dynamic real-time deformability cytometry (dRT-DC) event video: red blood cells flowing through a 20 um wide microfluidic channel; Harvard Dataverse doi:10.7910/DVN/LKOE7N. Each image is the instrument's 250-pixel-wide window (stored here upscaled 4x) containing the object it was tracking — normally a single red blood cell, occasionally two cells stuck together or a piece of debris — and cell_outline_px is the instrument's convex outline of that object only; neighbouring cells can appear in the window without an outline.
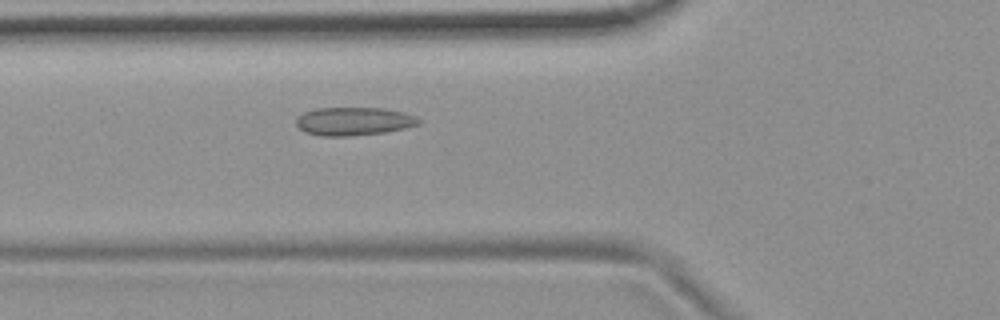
{"species": "common noctule bat (a hibernating species)", "species_latin": "Nyctalus noctula", "temperature_condition": "room temperature", "stored_images_in_passage": 42, "camera_frame_rate_fps": 3000, "um_per_image_px": 0.085, "animal": {"sex": "female", "body_mass_g": 19.9}, "frame": {"image": 1, "passage_image": 7, "time_ms": 2.0, "image_size_px": [1000, 320], "cell_outline_px": [[420, 124], [404, 128], [384, 132], [348, 136], [320, 136], [304, 132], [296, 124], [296, 116], [304, 112], [316, 108], [384, 108], [404, 112], [416, 116], [420, 120]], "centroid_in_image_um": [30.05, 10.3], "position_along_channel_um": 95.8, "area_um2": 20.23}}
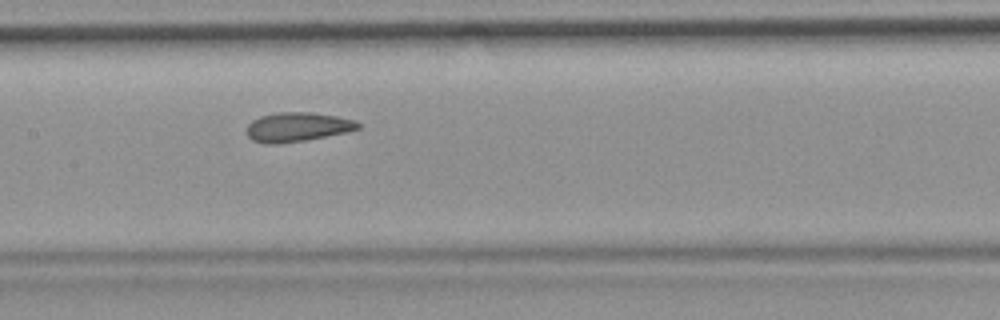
{"frame": {"image": 2, "passage_image": 14, "time_ms": 4.333, "image_size_px": [1000, 320], "cell_outline_px": [[360, 128], [348, 132], [304, 140], [276, 144], [264, 144], [252, 140], [248, 136], [248, 124], [252, 120], [260, 116], [276, 112], [312, 112], [336, 116], [356, 120], [360, 124]], "centroid_in_image_um": [25.28, 10.79], "position_along_channel_um": 182.1, "area_um2": 19.02}}
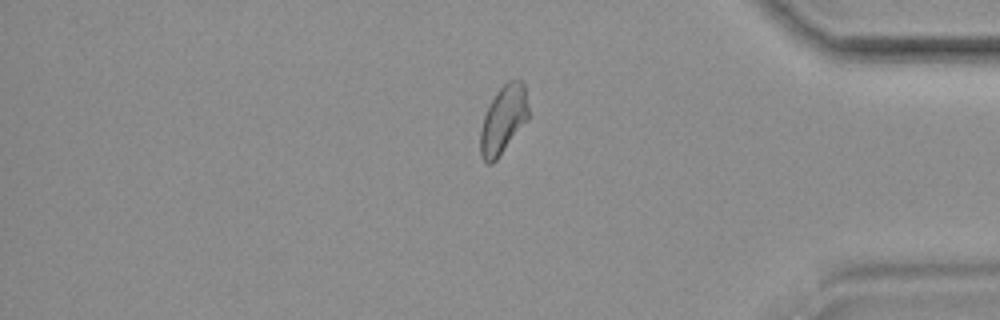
{"frame": {"image": 3, "passage_image": 33, "time_ms": 10.667, "image_size_px": [1000, 320], "cell_outline_px": [[528, 120], [496, 160], [492, 164], [488, 164], [480, 156], [480, 128], [484, 116], [496, 92], [508, 80], [520, 80], [524, 84], [528, 108]], "centroid_in_image_um": [42.77, 10.19], "position_along_channel_um": 392.4, "area_um2": 18.96}, "authors_computed_cell_mechanics": {"area_um2": 19.0162, "velocity_mm_per_s": 3.6995, "shape_relaxation_time_tau1_ms": 7.3507, "shape_relaxation_time_tau2_ms": 1.3301, "deformation_change_tau1": 0.1518, "deformation_change_tau2": 0.0824}}